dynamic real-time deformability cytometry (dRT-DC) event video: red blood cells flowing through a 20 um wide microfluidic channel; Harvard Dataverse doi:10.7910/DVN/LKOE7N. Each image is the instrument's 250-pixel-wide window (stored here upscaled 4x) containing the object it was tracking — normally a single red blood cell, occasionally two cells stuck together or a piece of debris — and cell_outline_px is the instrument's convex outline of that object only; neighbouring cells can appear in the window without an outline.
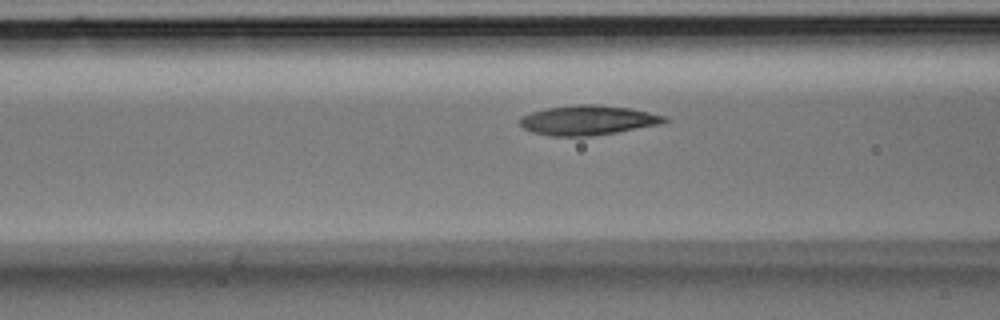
{"species": "Egyptian fruit bat (a non-hibernating species)", "species_latin": "Rousettus aegyptiacus", "temperature_condition": "room temperature", "stored_images_in_passage": 6, "segment_of_instrument_passage": [1, 2], "camera_frame_rate_fps": 3000, "um_per_image_px": 0.085, "animal": {"sex": "male"}, "frame": {"image": 1, "passage_image": 5, "time_ms": 1.333, "image_size_px": [1000, 320], "cell_outline_px": [[668, 120], [660, 124], [616, 132], [592, 136], [548, 136], [532, 132], [524, 128], [520, 124], [520, 116], [532, 112], [548, 108], [576, 104], [600, 104], [628, 108], [668, 116]], "centroid_in_image_um": [49.96, 10.21], "position_along_channel_um": 116.6, "area_um2": 24.97}}